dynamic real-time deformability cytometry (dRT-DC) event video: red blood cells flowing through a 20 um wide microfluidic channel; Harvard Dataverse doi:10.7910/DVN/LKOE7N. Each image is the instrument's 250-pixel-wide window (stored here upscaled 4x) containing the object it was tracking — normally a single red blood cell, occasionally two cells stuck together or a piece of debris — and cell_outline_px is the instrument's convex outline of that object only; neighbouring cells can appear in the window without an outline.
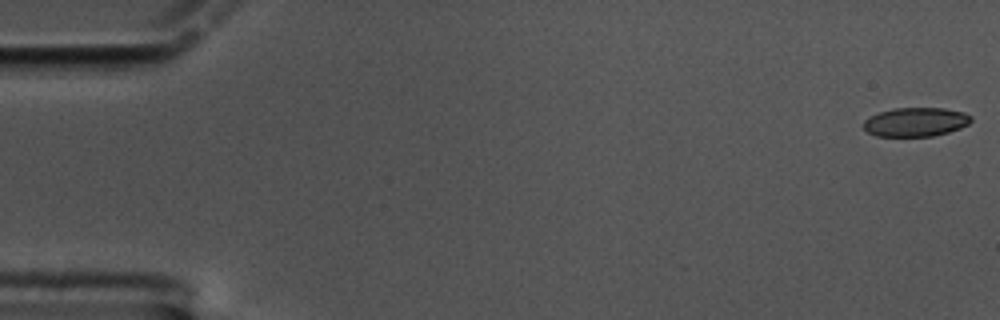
{"species": "common noctule bat (a hibernating species)", "species_latin": "Nyctalus noctula", "temperature_condition": "cold", "stored_images_in_passage": 12, "camera_frame_rate_fps": 3000, "um_per_image_px": 0.085, "animal": {"sex": "male", "body_mass_g": 17.5, "forearm_length_mm": 52.3}, "frame": {"image": 1, "passage_image": 1, "time_ms": 0.0, "image_size_px": [1000, 320], "cell_outline_px": [[972, 120], [968, 124], [960, 128], [948, 132], [932, 136], [876, 136], [868, 132], [864, 128], [864, 120], [868, 116], [892, 108], [944, 108], [964, 112], [972, 116]], "centroid_in_image_um": [77.83, 10.36], "position_along_channel_um": 7.2, "area_um2": 18.21}}